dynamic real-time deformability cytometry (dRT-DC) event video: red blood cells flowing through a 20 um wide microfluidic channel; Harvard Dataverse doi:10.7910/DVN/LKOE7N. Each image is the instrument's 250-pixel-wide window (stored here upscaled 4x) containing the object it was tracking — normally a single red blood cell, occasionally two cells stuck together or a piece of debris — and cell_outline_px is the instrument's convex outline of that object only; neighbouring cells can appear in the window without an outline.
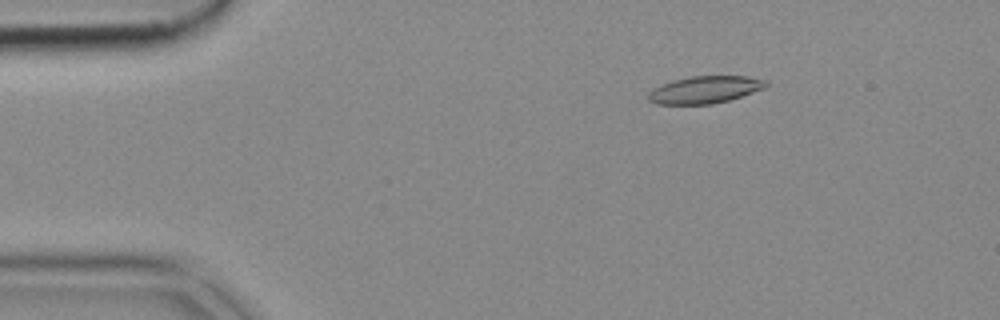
{"species": "common noctule bat (a hibernating species)", "species_latin": "Nyctalus noctula", "temperature_condition": "cold", "stored_images_in_passage": 22, "camera_frame_rate_fps": 3000, "um_per_image_px": 0.085, "animal": {"sex": "female", "body_mass_g": 18.4}, "frame": {"image": 1, "passage_image": 8, "time_ms": 2.333, "image_size_px": [1000, 320], "cell_outline_px": [[768, 84], [764, 88], [728, 100], [712, 104], [656, 104], [648, 100], [648, 92], [652, 88], [660, 84], [672, 80], [692, 76], [748, 76], [768, 80]], "centroid_in_image_um": [59.88, 7.61], "position_along_channel_um": 25.1, "area_um2": 18.73}}
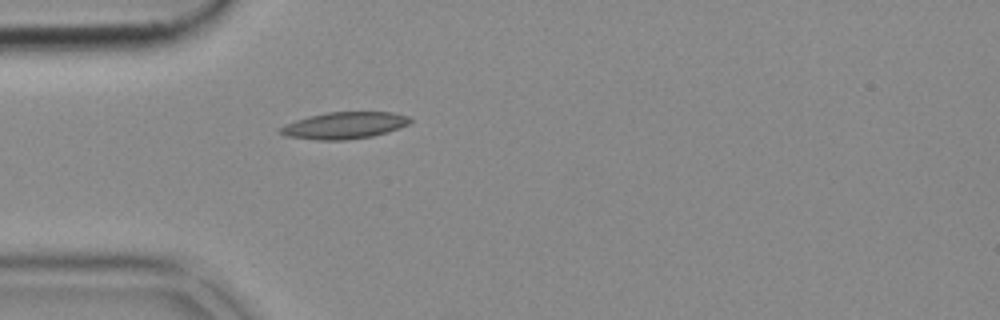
{"frame": {"image": 2, "passage_image": 15, "time_ms": 4.667, "image_size_px": [1000, 320], "cell_outline_px": [[412, 120], [408, 124], [400, 128], [388, 132], [372, 136], [344, 140], [316, 140], [288, 136], [276, 132], [280, 128], [296, 120], [328, 112], [392, 112], [408, 116]], "centroid_in_image_um": [29.3, 10.66], "position_along_channel_um": 55.7, "area_um2": 20.06}}